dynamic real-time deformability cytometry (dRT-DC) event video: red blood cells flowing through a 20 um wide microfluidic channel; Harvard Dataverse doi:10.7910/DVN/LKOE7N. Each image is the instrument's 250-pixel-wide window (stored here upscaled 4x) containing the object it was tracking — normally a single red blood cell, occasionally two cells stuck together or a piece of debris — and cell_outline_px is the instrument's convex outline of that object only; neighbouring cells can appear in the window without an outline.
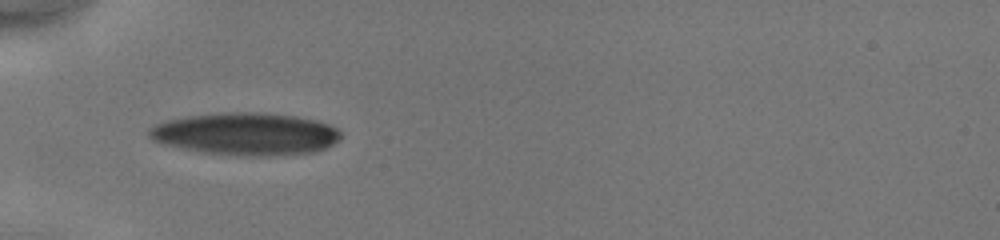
{"species": "human", "species_latin": "Homo sapiens", "temperature_condition": "cold", "stored_images_in_passage": 33, "camera_frame_rate_fps": 3000, "um_per_image_px": 0.085, "donor": {"sex": "male"}, "frame": {"image": 1, "passage_image": 1, "time_ms": 0.0, "image_size_px": [1000, 240], "cell_outline_px": [[340, 140], [324, 148], [312, 152], [268, 156], [244, 156], [204, 152], [180, 148], [164, 144], [152, 140], [148, 136], [148, 128], [156, 124], [168, 120], [192, 116], [228, 112], [252, 112], [296, 116], [316, 120], [328, 124], [336, 128], [340, 132]], "centroid_in_image_um": [20.89, 11.39], "position_along_channel_um": 64.1, "area_um2": 47.05}}
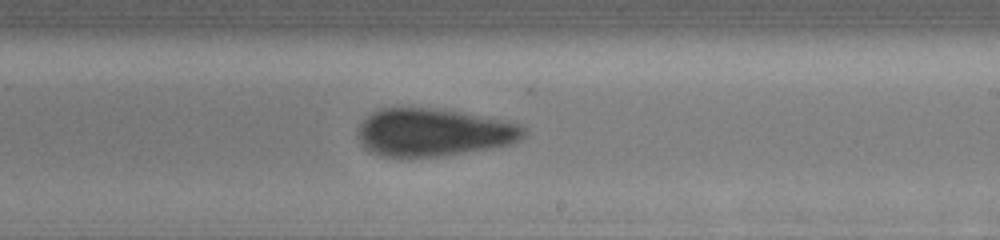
{"frame": {"image": 2, "passage_image": 15, "time_ms": 4.667, "image_size_px": [1000, 240], "cell_outline_px": [[528, 132], [520, 140], [512, 144], [492, 148], [444, 156], [380, 156], [368, 152], [364, 148], [356, 132], [360, 124], [372, 112], [380, 108], [444, 108], [488, 116], [524, 124], [528, 128]], "centroid_in_image_um": [36.93, 11.24], "position_along_channel_um": 252.1, "area_um2": 47.11}}
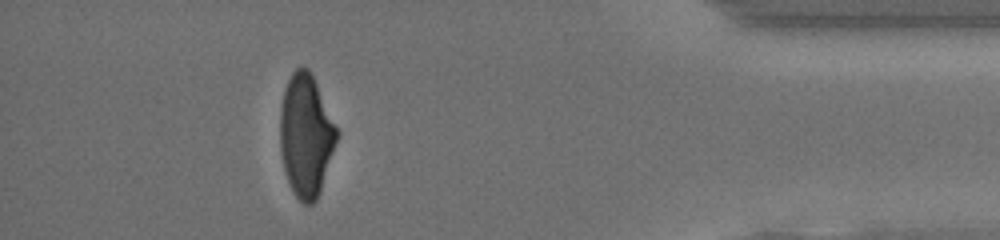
{"frame": {"image": 3, "passage_image": 29, "time_ms": 9.333, "image_size_px": [1000, 240], "cell_outline_px": [[340, 132], [316, 200], [312, 204], [304, 204], [292, 192], [284, 168], [280, 152], [280, 108], [284, 88], [292, 72], [296, 68], [308, 68]], "centroid_in_image_um": [25.99, 11.51], "position_along_channel_um": 409.2, "area_um2": 40.11}, "authors_computed_cell_mechanics": {"area_um2": 46.24, "velocity_mm_per_s": 4.1896, "shape_relaxation_time_tau1_ms": 4.133, "shape_relaxation_time_tau2_ms": 1.9438, "deformation_change_tau1": 0.1577, "deformation_change_tau2": 0.0885}}